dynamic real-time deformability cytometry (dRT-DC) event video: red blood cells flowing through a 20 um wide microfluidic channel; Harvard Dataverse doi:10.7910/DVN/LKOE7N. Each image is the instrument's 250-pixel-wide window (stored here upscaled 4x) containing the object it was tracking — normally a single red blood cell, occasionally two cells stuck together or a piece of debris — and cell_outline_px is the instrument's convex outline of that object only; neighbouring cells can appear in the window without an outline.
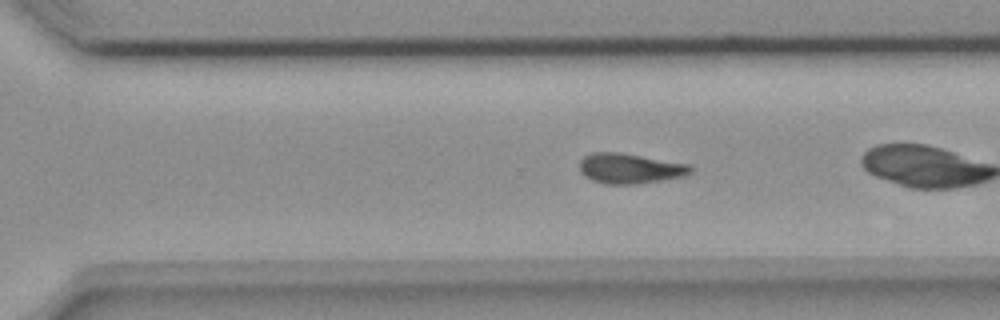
{"species": "common noctule bat (a hibernating species)", "species_latin": "Nyctalus noctula", "temperature_condition": "room temperature", "stored_images_in_passage": 47, "camera_frame_rate_fps": 3000, "um_per_image_px": 0.085, "animal": {"sex": "female", "body_mass_g": 18.4}, "frame": {"image": 1, "passage_image": 30, "time_ms": 9.667, "image_size_px": [1000, 320], "cell_outline_px": [[692, 172], [684, 176], [636, 184], [604, 184], [592, 180], [584, 176], [580, 172], [580, 160], [584, 156], [592, 152], [620, 152], [692, 164]], "centroid_in_image_um": [53.54, 14.31], "position_along_channel_um": 317.1, "area_um2": 19.71}}